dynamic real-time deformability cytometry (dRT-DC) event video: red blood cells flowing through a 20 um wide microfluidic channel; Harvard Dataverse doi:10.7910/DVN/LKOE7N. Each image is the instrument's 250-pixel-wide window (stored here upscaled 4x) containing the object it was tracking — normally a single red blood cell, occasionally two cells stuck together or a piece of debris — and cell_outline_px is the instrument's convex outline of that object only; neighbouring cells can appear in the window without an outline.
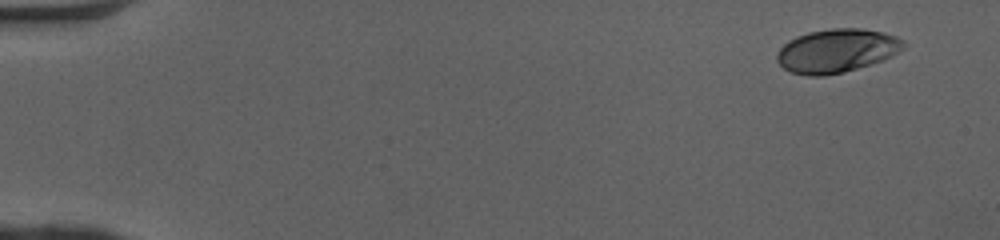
{"species": "human", "species_latin": "Homo sapiens", "temperature_condition": "cold", "stored_images_in_passage": 48, "camera_frame_rate_fps": 3000, "um_per_image_px": 0.085, "donor": {"sex": "female"}, "frame": {"image": 1, "passage_image": 1, "time_ms": 0.0, "image_size_px": [1000, 240], "cell_outline_px": [[908, 44], [904, 48], [892, 56], [884, 60], [844, 72], [824, 76], [808, 76], [792, 72], [784, 68], [776, 60], [776, 52], [788, 40], [796, 36], [808, 32], [832, 28], [860, 28], [884, 32], [896, 36], [904, 40]], "centroid_in_image_um": [71.14, 4.31], "position_along_channel_um": 13.9, "area_um2": 32.48}}
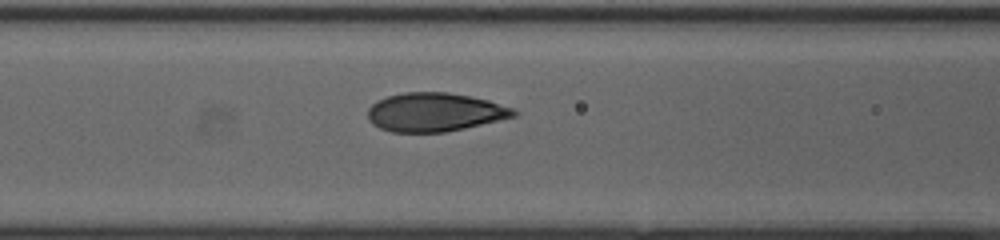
{"frame": {"image": 2, "passage_image": 20, "time_ms": 6.333, "image_size_px": [1000, 240], "cell_outline_px": [[520, 112], [516, 116], [464, 128], [444, 132], [392, 132], [380, 128], [372, 124], [368, 120], [368, 108], [376, 100], [388, 96], [404, 92], [448, 92], [472, 96], [488, 100], [512, 108]], "centroid_in_image_um": [36.94, 9.53], "position_along_channel_um": 129.7, "area_um2": 32.95}}
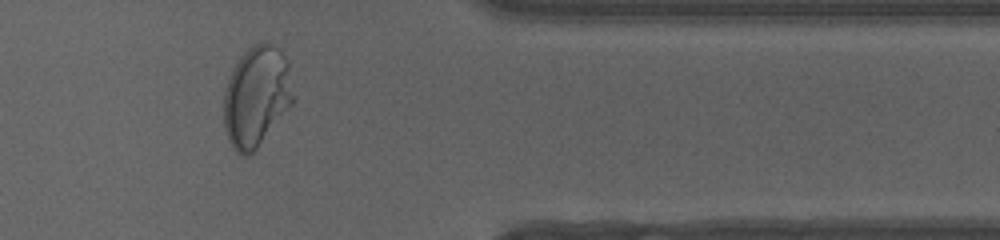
{"frame": {"image": 3, "passage_image": 40, "time_ms": 13.0, "image_size_px": [1000, 240], "cell_outline_px": [[296, 100], [256, 148], [248, 156], [240, 156], [232, 148], [228, 140], [224, 128], [224, 88], [240, 56], [248, 48], [256, 44], [272, 44], [280, 48], [288, 60]], "centroid_in_image_um": [21.82, 8.21], "position_along_channel_um": 389.6, "area_um2": 40.98}, "authors_computed_cell_mechanics": {"area_um2": 33.235, "velocity_mm_per_s": 4.0939, "shape_relaxation_time_tau1_ms": 4.8413, "shape_relaxation_time_tau2_ms": null, "deformation_change_tau1": 0.209, "deformation_change_tau2": null}}